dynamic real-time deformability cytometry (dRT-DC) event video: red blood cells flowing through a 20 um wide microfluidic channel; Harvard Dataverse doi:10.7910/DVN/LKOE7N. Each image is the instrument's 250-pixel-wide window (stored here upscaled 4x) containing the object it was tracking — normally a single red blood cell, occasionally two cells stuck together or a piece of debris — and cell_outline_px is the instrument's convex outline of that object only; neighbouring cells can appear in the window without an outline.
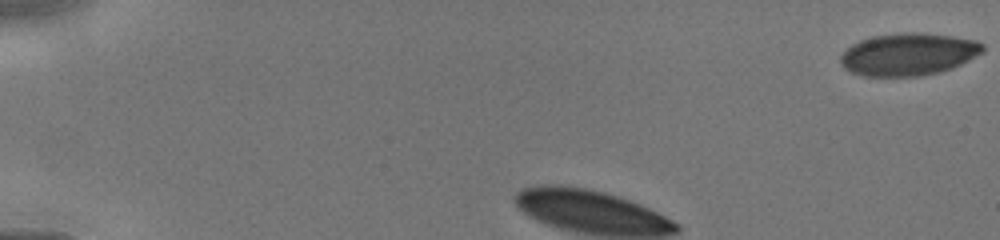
{"species": "human", "species_latin": "Homo sapiens", "temperature_condition": "cold", "stored_images_in_passage": 29, "camera_frame_rate_fps": 3000, "um_per_image_px": 0.085, "donor": {"sex": "male"}, "frame": {"image": 1, "passage_image": 1, "time_ms": 0.0, "image_size_px": [1000, 240], "cell_outline_px": [[984, 52], [952, 68], [940, 72], [920, 76], [864, 76], [852, 72], [844, 68], [840, 64], [840, 56], [852, 44], [860, 40], [872, 36], [904, 32], [920, 32], [952, 36], [976, 40], [984, 44]], "centroid_in_image_um": [77.22, 4.61], "position_along_channel_um": 7.8, "area_um2": 35.26}}
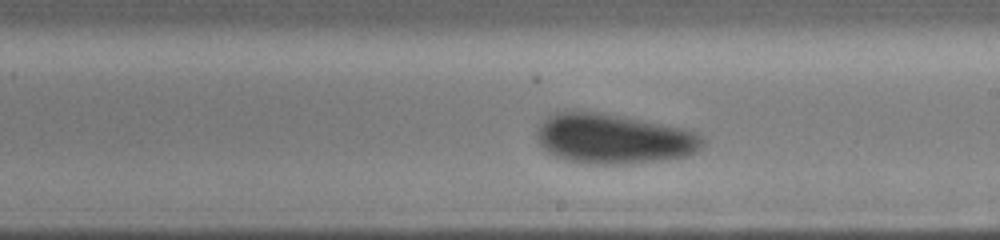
{"frame": {"image": 2, "passage_image": 18, "time_ms": 6.0, "image_size_px": [1000, 240], "cell_outline_px": [[704, 144], [696, 152], [688, 156], [660, 160], [628, 164], [588, 164], [568, 160], [556, 156], [548, 152], [540, 144], [536, 136], [536, 128], [548, 116], [556, 112], [572, 108], [600, 112], [684, 128], [696, 132], [704, 140]], "centroid_in_image_um": [52.12, 11.77], "position_along_channel_um": 236.9, "area_um2": 48.78}}
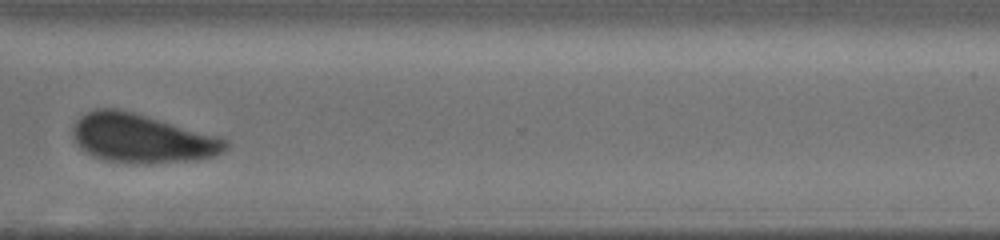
{"frame": {"image": 3, "passage_image": 28, "time_ms": 8.667, "image_size_px": [1000, 240], "cell_outline_px": [[232, 144], [224, 152], [216, 156], [200, 160], [148, 164], [144, 164], [104, 160], [92, 156], [84, 152], [76, 144], [72, 132], [72, 128], [76, 120], [80, 116], [96, 108], [116, 108], [148, 116], [224, 136]], "centroid_in_image_um": [12.15, 11.77], "position_along_channel_um": 358.5, "area_um2": 44.56}}